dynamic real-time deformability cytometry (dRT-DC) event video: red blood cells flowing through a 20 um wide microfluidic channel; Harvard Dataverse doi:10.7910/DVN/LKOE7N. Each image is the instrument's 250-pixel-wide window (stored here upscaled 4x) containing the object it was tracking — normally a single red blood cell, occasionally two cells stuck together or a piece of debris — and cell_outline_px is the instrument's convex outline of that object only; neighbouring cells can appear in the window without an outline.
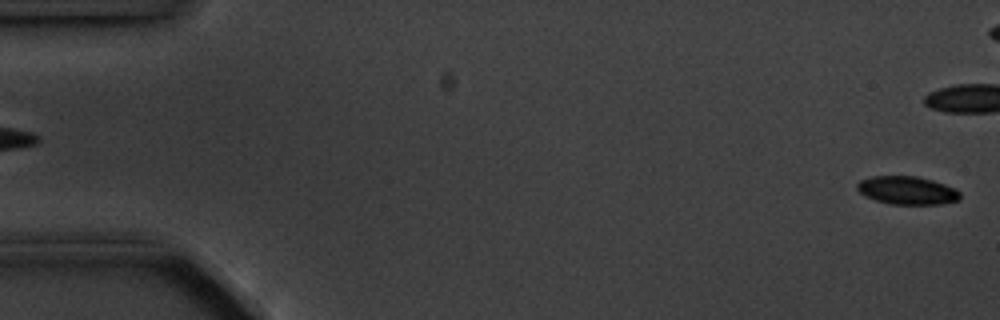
{"species": "common noctule bat (a hibernating species)", "species_latin": "Nyctalus noctula", "temperature_condition": "cold", "stored_images_in_passage": 6, "segment_of_instrument_passage": [2, 2], "camera_frame_rate_fps": 3000, "um_per_image_px": 0.085, "animal": {"sex": "male", "body_mass_g": 20.1, "forearm_length_mm": 53.5}, "frame": {"image": 1, "passage_image": 6, "time_ms": 5.667, "image_size_px": [1000, 320], "cell_outline_px": [[960, 200], [940, 204], [892, 204], [876, 200], [864, 196], [856, 188], [856, 184], [860, 180], [872, 176], [916, 176], [932, 180], [944, 184], [960, 192]], "centroid_in_image_um": [77.08, 16.18], "position_along_channel_um": 7.9, "area_um2": 16.82}}